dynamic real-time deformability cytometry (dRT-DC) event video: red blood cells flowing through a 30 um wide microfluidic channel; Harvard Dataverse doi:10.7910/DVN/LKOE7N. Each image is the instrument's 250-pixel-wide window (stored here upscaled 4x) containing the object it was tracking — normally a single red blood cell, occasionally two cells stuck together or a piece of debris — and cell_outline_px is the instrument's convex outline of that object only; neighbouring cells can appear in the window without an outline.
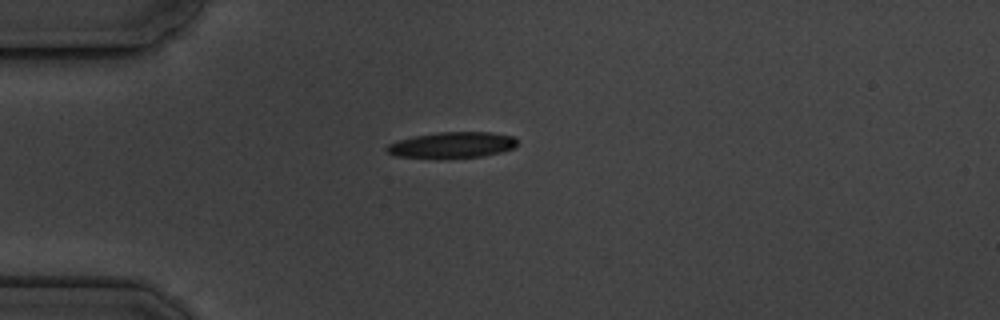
{"species": "common noctule bat (a hibernating species)", "species_latin": "Nyctalus noctula", "temperature_condition": "cold", "stored_images_in_passage": 4, "camera_frame_rate_fps": 3000, "um_per_image_px": 0.085, "animal": {"sex": "male", "body_mass_g": 19.5, "forearm_length_mm": 54.6}, "frame": {"image": 1, "passage_image": 1, "time_ms": 0.0, "image_size_px": [1000, 320], "cell_outline_px": [[516, 144], [512, 148], [500, 152], [480, 156], [392, 156], [384, 148], [388, 144], [412, 136], [436, 132], [492, 132], [512, 136], [516, 140]], "centroid_in_image_um": [38.41, 12.28], "position_along_channel_um": 46.6, "area_um2": 18.96}}
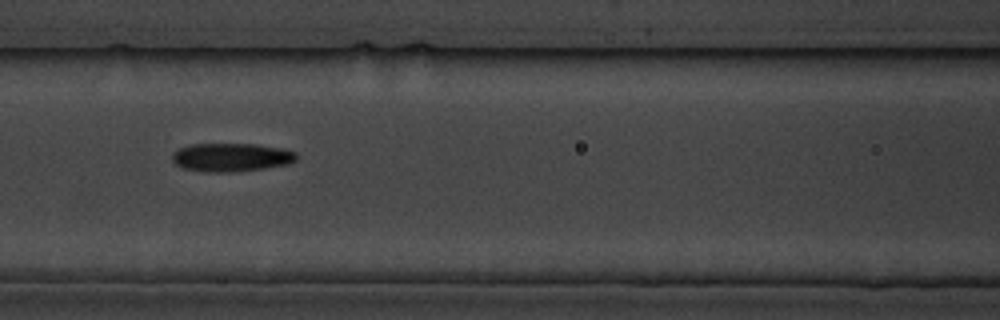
{"frame": {"image": 2, "passage_image": 4, "time_ms": 3.333, "image_size_px": [1000, 320], "cell_outline_px": [[296, 160], [288, 164], [264, 168], [228, 172], [208, 172], [180, 168], [172, 160], [172, 152], [176, 148], [192, 144], [256, 144], [284, 148], [296, 152]], "centroid_in_image_um": [19.62, 13.36], "position_along_channel_um": 147.0, "area_um2": 20.75}}